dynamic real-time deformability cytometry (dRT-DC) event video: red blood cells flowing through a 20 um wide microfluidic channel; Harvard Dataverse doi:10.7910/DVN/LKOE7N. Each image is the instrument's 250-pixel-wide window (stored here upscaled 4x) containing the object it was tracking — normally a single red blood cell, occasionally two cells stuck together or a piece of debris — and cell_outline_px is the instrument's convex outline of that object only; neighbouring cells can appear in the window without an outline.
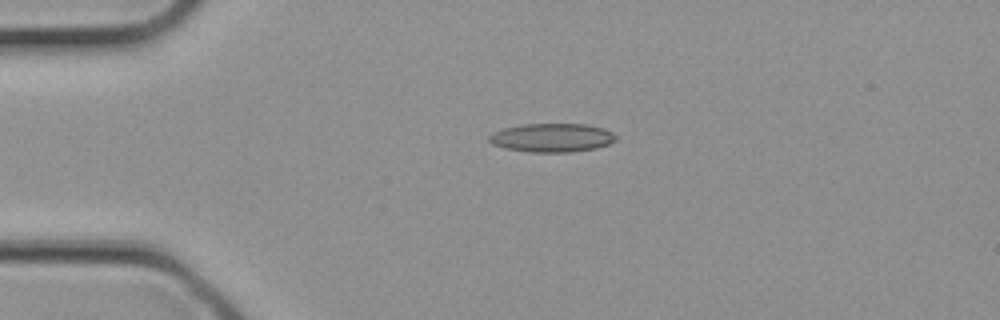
{"species": "common noctule bat (a hibernating species)", "species_latin": "Nyctalus noctula", "temperature_condition": "cold", "stored_images_in_passage": 2, "camera_frame_rate_fps": 3000, "um_per_image_px": 0.085, "animal": {"sex": "female", "body_mass_g": 21.9}, "frame": {"image": 1, "passage_image": 1, "time_ms": 0.0, "image_size_px": [1000, 320], "cell_outline_px": [[620, 136], [616, 140], [608, 144], [596, 148], [572, 152], [532, 152], [504, 148], [492, 144], [488, 140], [488, 136], [492, 132], [504, 128], [524, 124], [588, 124], [604, 128]], "centroid_in_image_um": [46.94, 11.7], "position_along_channel_um": 38.1, "area_um2": 21.39}}